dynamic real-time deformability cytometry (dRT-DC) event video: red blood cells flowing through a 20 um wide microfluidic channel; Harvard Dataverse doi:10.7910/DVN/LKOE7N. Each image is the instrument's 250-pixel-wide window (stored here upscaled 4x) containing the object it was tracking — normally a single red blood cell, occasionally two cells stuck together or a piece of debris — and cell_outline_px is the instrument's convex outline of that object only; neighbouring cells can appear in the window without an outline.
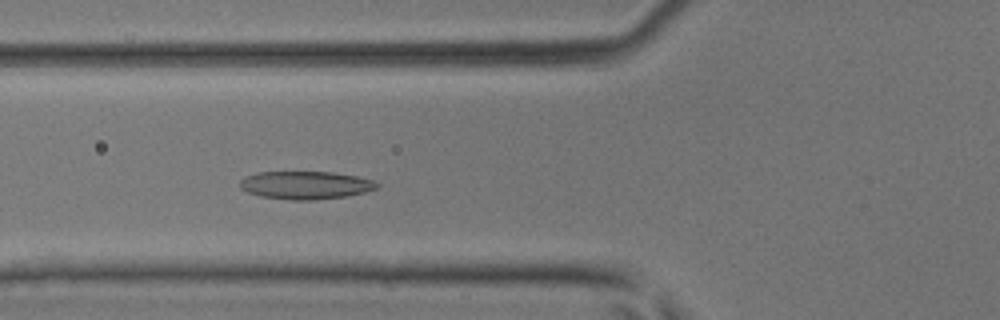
{"species": "common noctule bat (a hibernating species)", "species_latin": "Nyctalus noctula", "temperature_condition": "room temperature", "stored_images_in_passage": 34, "camera_frame_rate_fps": 3000, "um_per_image_px": 0.085, "animal": {"sex": "male", "body_mass_g": 17.9, "forearm_length_mm": 54.2}, "frame": {"image": 1, "passage_image": 9, "time_ms": 2.667, "image_size_px": [1000, 320], "cell_outline_px": [[380, 188], [348, 196], [308, 200], [292, 200], [260, 196], [248, 192], [240, 188], [240, 180], [256, 172], [332, 172], [356, 176], [372, 180], [380, 184]], "centroid_in_image_um": [26.0, 15.74], "position_along_channel_um": 99.8, "area_um2": 22.25}}
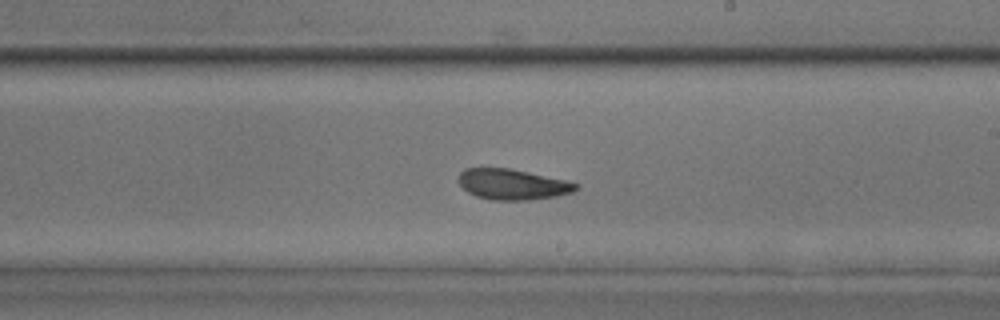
{"frame": {"image": 2, "passage_image": 19, "time_ms": 6.0, "image_size_px": [1000, 320], "cell_outline_px": [[580, 188], [572, 192], [556, 196], [528, 200], [492, 200], [476, 196], [468, 192], [460, 184], [460, 172], [464, 168], [512, 168], [564, 180], [580, 184]], "centroid_in_image_um": [43.58, 15.67], "position_along_channel_um": 245.4, "area_um2": 20.87}}
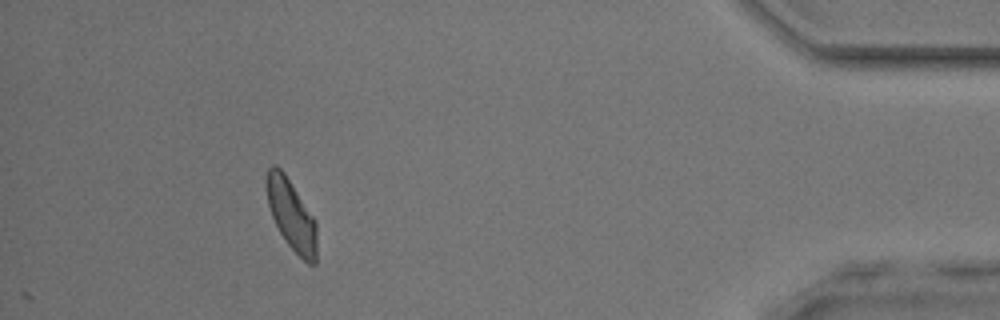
{"frame": {"image": 3, "passage_image": 34, "time_ms": 11.0, "image_size_px": [1000, 320], "cell_outline_px": [[316, 264], [308, 264], [284, 240], [272, 216], [268, 204], [264, 188], [264, 180], [268, 168], [272, 164], [276, 164], [284, 172], [316, 220]], "centroid_in_image_um": [24.73, 18.21], "position_along_channel_um": 410.5, "area_um2": 20.87}}